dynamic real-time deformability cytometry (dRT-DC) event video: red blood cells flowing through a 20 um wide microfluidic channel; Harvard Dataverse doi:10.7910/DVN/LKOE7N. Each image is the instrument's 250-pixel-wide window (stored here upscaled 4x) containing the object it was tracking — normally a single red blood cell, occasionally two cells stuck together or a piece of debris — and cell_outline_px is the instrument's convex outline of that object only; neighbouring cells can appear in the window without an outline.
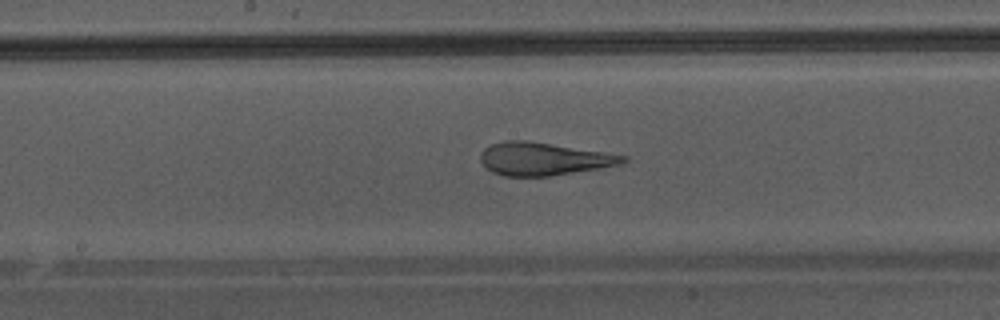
{"species": "Egyptian fruit bat (a non-hibernating species)", "species_latin": "Rousettus aegyptiacus", "temperature_condition": "warm", "stored_images_in_passage": 24, "camera_frame_rate_fps": 3000, "um_per_image_px": 0.085, "animal": {"sex": "male"}, "frame": {"image": 1, "passage_image": 11, "time_ms": 3.333, "image_size_px": [1000, 320], "cell_outline_px": [[628, 160], [620, 164], [548, 176], [504, 176], [492, 172], [480, 160], [480, 152], [484, 148], [492, 144], [504, 140], [528, 140], [604, 152], [628, 156]], "centroid_in_image_um": [46.15, 13.49], "position_along_channel_um": 202.0, "area_um2": 26.99}}
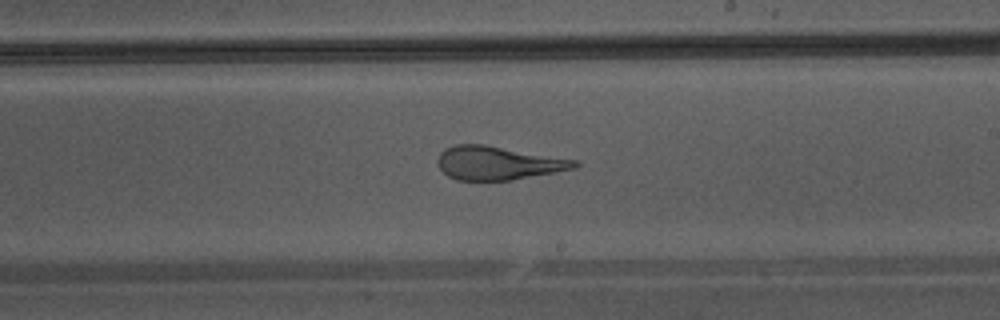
{"frame": {"image": 2, "passage_image": 14, "time_ms": 4.333, "image_size_px": [1000, 320], "cell_outline_px": [[580, 164], [576, 168], [556, 172], [512, 180], [456, 180], [448, 176], [436, 164], [436, 160], [440, 152], [444, 148], [456, 144], [484, 144], [580, 160]], "centroid_in_image_um": [42.34, 13.85], "position_along_channel_um": 246.7, "area_um2": 27.11}}